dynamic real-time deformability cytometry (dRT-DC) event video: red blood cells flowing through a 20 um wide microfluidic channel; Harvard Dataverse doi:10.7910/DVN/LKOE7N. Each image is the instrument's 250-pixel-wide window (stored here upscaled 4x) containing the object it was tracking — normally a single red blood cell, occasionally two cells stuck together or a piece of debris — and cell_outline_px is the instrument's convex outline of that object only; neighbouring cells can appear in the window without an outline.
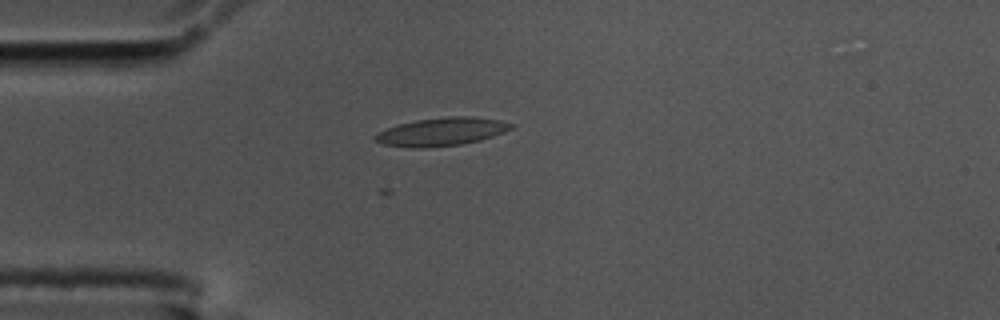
{"species": "common noctule bat (a hibernating species)", "species_latin": "Nyctalus noctula", "temperature_condition": "cold", "stored_images_in_passage": 38, "camera_frame_rate_fps": 3000, "um_per_image_px": 0.085, "animal": {"sex": "male", "body_mass_g": 17.5, "forearm_length_mm": 52.3}, "frame": {"image": 1, "passage_image": 1, "time_ms": 0.0, "image_size_px": [1000, 320], "cell_outline_px": [[516, 124], [512, 128], [504, 132], [480, 140], [460, 144], [424, 148], [412, 148], [384, 144], [376, 140], [372, 136], [388, 128], [400, 124], [416, 120], [448, 116], [472, 116], [500, 120]], "centroid_in_image_um": [37.57, 11.19], "position_along_channel_um": 47.4, "area_um2": 22.14}}
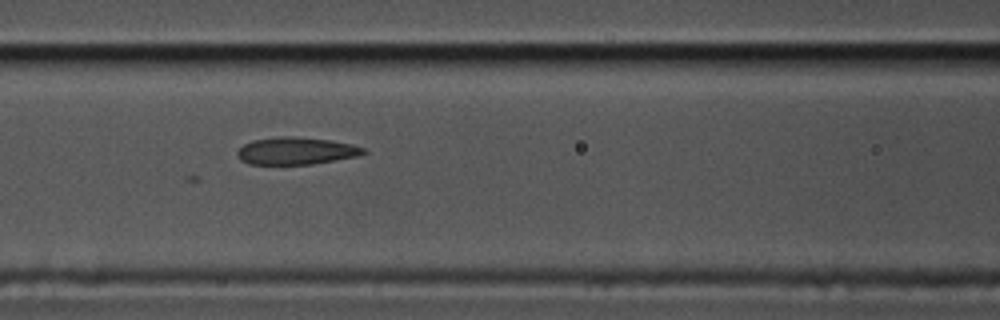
{"frame": {"image": 2, "passage_image": 10, "time_ms": 3.0, "image_size_px": [1000, 320], "cell_outline_px": [[368, 152], [360, 156], [312, 164], [248, 164], [240, 160], [236, 156], [236, 152], [244, 144], [252, 140], [280, 136], [292, 136], [332, 140], [352, 144], [364, 148]], "centroid_in_image_um": [25.18, 12.82], "position_along_channel_um": 141.4, "area_um2": 20.29}}
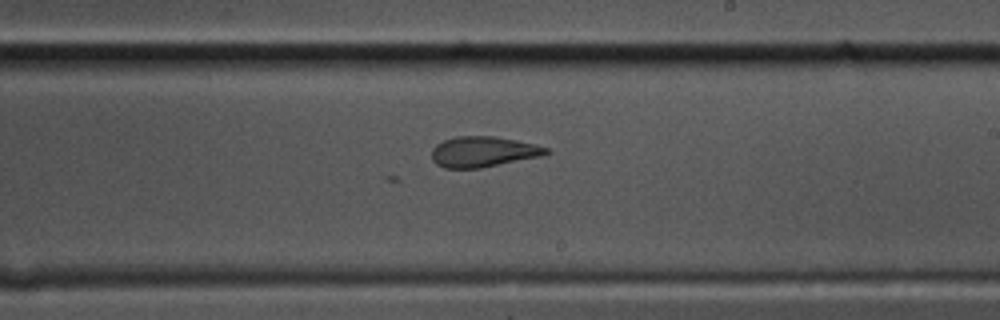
{"frame": {"image": 3, "passage_image": 19, "time_ms": 6.0, "image_size_px": [1000, 320], "cell_outline_px": [[552, 152], [540, 156], [480, 168], [444, 168], [436, 164], [432, 160], [432, 148], [436, 144], [444, 140], [456, 136], [492, 136], [516, 140], [548, 148]], "centroid_in_image_um": [41.03, 12.9], "position_along_channel_um": 248.0, "area_um2": 20.23}}